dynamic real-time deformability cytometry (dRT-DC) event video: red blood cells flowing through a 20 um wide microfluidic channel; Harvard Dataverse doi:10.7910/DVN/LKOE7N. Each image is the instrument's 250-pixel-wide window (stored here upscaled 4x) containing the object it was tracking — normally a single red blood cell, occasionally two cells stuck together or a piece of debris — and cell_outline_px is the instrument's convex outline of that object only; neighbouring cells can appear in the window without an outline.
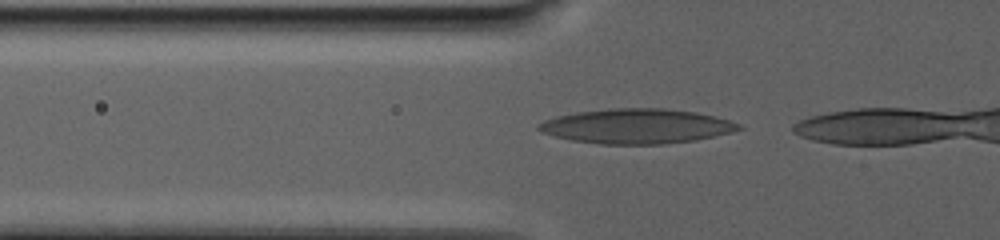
{"species": "human", "species_latin": "Homo sapiens", "temperature_condition": "warm", "stored_images_in_passage": 27, "camera_frame_rate_fps": 3000, "um_per_image_px": 0.085, "donor": {"sex": "male"}, "frame": {"image": 1, "passage_image": 2, "time_ms": 0.333, "image_size_px": [1000, 240], "cell_outline_px": [[744, 128], [732, 132], [696, 140], [660, 144], [600, 144], [572, 140], [540, 132], [536, 128], [536, 124], [544, 120], [556, 116], [576, 112], [608, 108], [664, 108], [696, 112], [728, 120], [740, 124]], "centroid_in_image_um": [54.08, 10.72], "position_along_channel_um": 71.7, "area_um2": 40.58}}
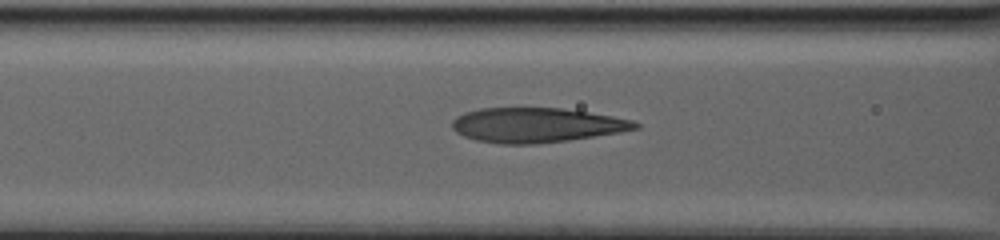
{"frame": {"image": 2, "passage_image": 14, "time_ms": 2.667, "image_size_px": [1000, 240], "cell_outline_px": [[640, 128], [620, 132], [568, 140], [536, 144], [500, 144], [476, 140], [464, 136], [456, 132], [452, 128], [452, 120], [456, 116], [464, 112], [480, 108], [560, 108], [588, 112], [612, 116], [632, 120], [640, 124]], "centroid_in_image_um": [45.57, 10.63], "position_along_channel_um": 121.0, "area_um2": 36.99}}
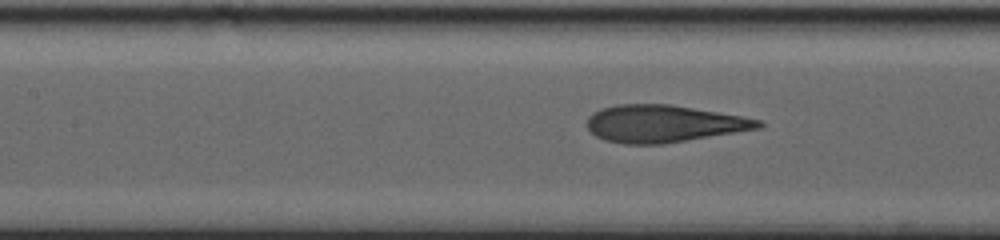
{"frame": {"image": 3, "passage_image": 20, "time_ms": 4.0, "image_size_px": [1000, 240], "cell_outline_px": [[764, 124], [760, 128], [664, 144], [624, 144], [604, 140], [596, 136], [588, 128], [588, 116], [592, 112], [600, 108], [616, 104], [668, 104], [740, 116], [760, 120]], "centroid_in_image_um": [56.35, 10.51], "position_along_channel_um": 151.0, "area_um2": 36.93}}